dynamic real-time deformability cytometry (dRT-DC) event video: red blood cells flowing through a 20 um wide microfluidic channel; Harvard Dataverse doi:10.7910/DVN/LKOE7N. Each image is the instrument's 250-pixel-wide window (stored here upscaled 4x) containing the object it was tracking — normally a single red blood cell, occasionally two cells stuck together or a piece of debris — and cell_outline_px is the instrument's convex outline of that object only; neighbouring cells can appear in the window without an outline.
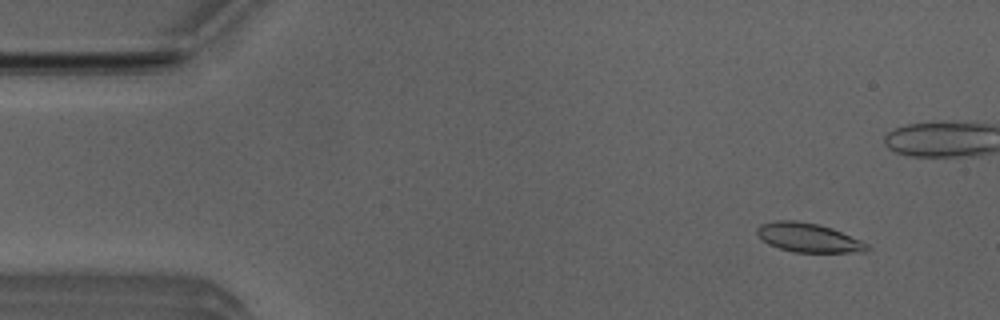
{"species": "Egyptian fruit bat (a non-hibernating species)", "species_latin": "Rousettus aegyptiacus", "temperature_condition": "room temperature", "stored_images_in_passage": 11, "segment_of_instrument_passage": [1, 2], "camera_frame_rate_fps": 3000, "um_per_image_px": 0.085, "animal": {"sex": "male"}, "frame": {"image": 1, "passage_image": 2, "time_ms": 0.333, "image_size_px": [1000, 320], "cell_outline_px": [[868, 248], [864, 252], [792, 252], [768, 244], [756, 232], [756, 228], [760, 224], [776, 220], [796, 220], [816, 224], [832, 228], [860, 240], [868, 244]], "centroid_in_image_um": [68.68, 20.19], "position_along_channel_um": 16.3, "area_um2": 18.44}}
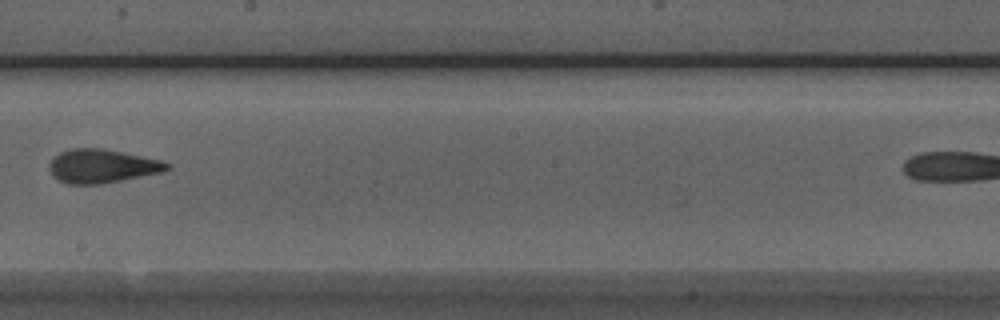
{"frame": {"image": 2, "passage_image": 10, "time_ms": 3.0, "image_size_px": [1000, 320], "cell_outline_px": [[172, 168], [164, 172], [100, 184], [68, 184], [60, 180], [48, 168], [48, 164], [60, 152], [68, 148], [104, 148], [160, 160], [172, 164]], "centroid_in_image_um": [8.72, 14.11], "position_along_channel_um": 239.5, "area_um2": 23.06}}